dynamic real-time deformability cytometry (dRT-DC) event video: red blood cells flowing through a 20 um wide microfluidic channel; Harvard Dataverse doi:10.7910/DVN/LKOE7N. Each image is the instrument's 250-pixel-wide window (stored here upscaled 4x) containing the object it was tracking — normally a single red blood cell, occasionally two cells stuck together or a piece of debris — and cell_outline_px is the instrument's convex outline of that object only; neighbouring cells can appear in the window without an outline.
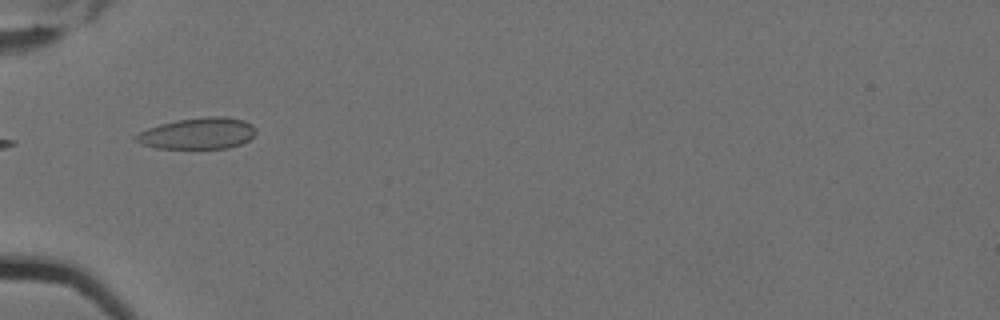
{"species": "Egyptian fruit bat (a non-hibernating species)", "species_latin": "Rousettus aegyptiacus", "temperature_condition": "cold", "stored_images_in_passage": 8, "camera_frame_rate_fps": 3000, "um_per_image_px": 0.085, "animal": {"sex": "female"}, "frame": {"image": 1, "passage_image": 6, "time_ms": 1.667, "image_size_px": [1000, 320], "cell_outline_px": [[256, 132], [248, 140], [240, 144], [228, 148], [156, 148], [140, 144], [132, 136], [148, 128], [160, 124], [176, 120], [208, 116], [224, 116], [244, 120], [252, 124], [256, 128]], "centroid_in_image_um": [16.81, 11.33], "position_along_channel_um": 68.2, "area_um2": 21.96}}
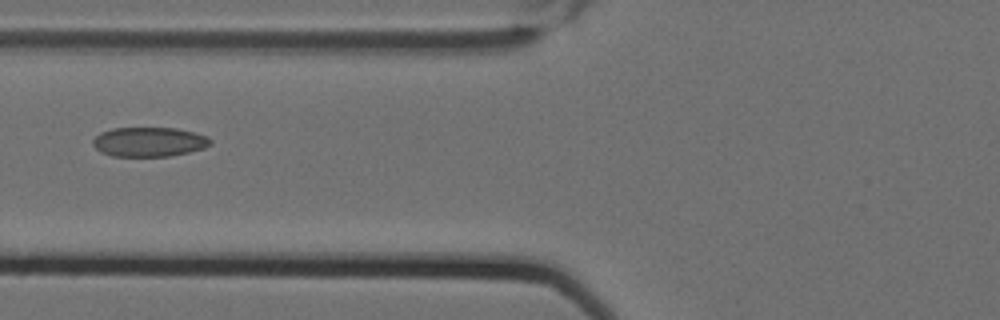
{"frame": {"image": 2, "passage_image": 7, "time_ms": 2.0, "image_size_px": [1000, 320], "cell_outline_px": [[212, 144], [204, 148], [188, 152], [168, 156], [112, 156], [100, 152], [92, 144], [92, 140], [100, 132], [112, 128], [176, 128], [208, 136], [212, 140]], "centroid_in_image_um": [12.66, 12.06], "position_along_channel_um": 113.1, "area_um2": 20.23}}
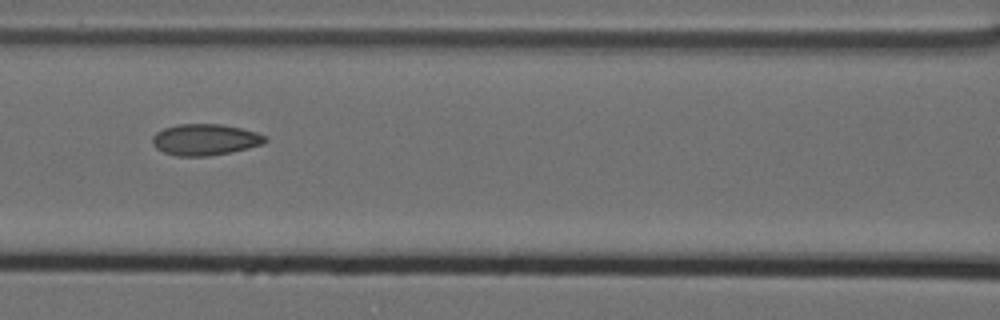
{"frame": {"image": 3, "passage_image": 8, "time_ms": 2.333, "image_size_px": [1000, 320], "cell_outline_px": [[268, 140], [264, 144], [232, 152], [208, 156], [176, 156], [164, 152], [156, 148], [152, 144], [152, 136], [156, 132], [164, 128], [176, 124], [220, 124], [240, 128], [256, 132], [268, 136]], "centroid_in_image_um": [17.44, 11.87], "position_along_channel_um": 149.2, "area_um2": 20.75}}